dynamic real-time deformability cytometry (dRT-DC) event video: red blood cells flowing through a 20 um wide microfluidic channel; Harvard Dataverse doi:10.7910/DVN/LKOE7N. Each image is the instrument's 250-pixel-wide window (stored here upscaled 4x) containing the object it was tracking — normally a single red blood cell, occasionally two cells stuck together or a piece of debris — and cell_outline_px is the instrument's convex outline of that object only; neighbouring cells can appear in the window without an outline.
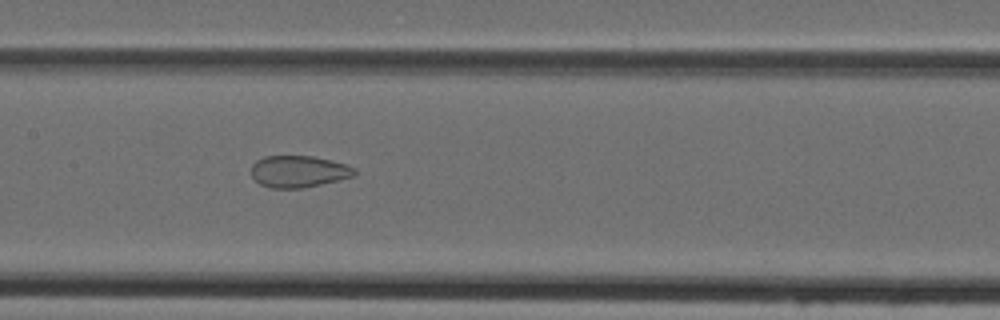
{"species": "Egyptian fruit bat (a non-hibernating species)", "species_latin": "Rousettus aegyptiacus", "temperature_condition": "cold", "stored_images_in_passage": 32, "camera_frame_rate_fps": 3000, "um_per_image_px": 0.085, "animal": {"sex": "female"}, "frame": {"image": 1, "passage_image": 11, "time_ms": 3.333, "image_size_px": [1000, 320], "cell_outline_px": [[356, 172], [352, 176], [320, 184], [300, 188], [272, 188], [260, 184], [252, 176], [252, 164], [256, 160], [264, 156], [312, 156], [332, 160], [356, 168]], "centroid_in_image_um": [25.35, 14.56], "position_along_channel_um": 182.0, "area_um2": 18.9}}
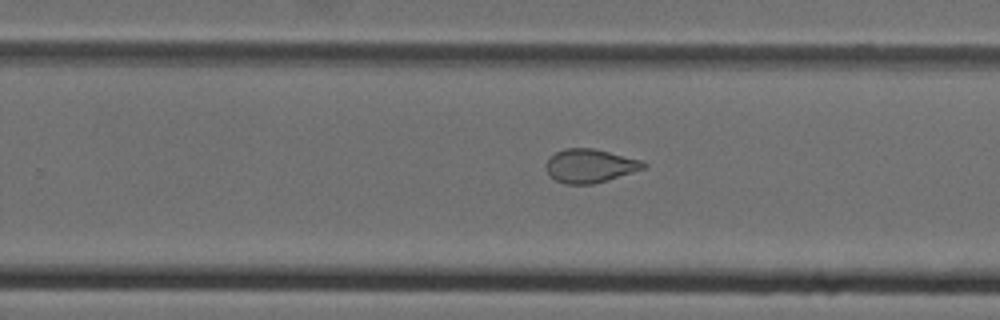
{"frame": {"image": 2, "passage_image": 18, "time_ms": 5.667, "image_size_px": [1000, 320], "cell_outline_px": [[648, 164], [644, 168], [608, 180], [592, 184], [564, 184], [556, 180], [548, 172], [544, 164], [548, 156], [564, 148], [592, 148], [640, 160]], "centroid_in_image_um": [50.09, 14.09], "position_along_channel_um": 279.7, "area_um2": 18.96}}
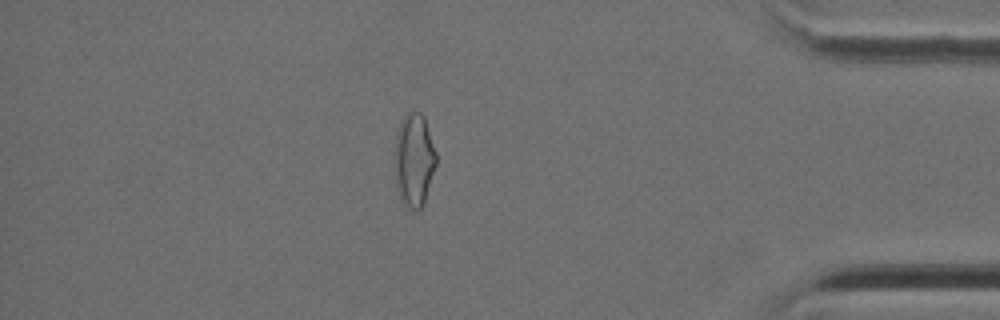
{"frame": {"image": 3, "passage_image": 29, "time_ms": 9.333, "image_size_px": [1000, 320], "cell_outline_px": [[436, 164], [424, 204], [420, 208], [408, 208], [400, 200], [396, 184], [396, 132], [400, 120], [412, 108], [420, 112], [424, 116], [436, 152]], "centroid_in_image_um": [35.2, 13.55], "position_along_channel_um": 400.0, "area_um2": 22.48}}